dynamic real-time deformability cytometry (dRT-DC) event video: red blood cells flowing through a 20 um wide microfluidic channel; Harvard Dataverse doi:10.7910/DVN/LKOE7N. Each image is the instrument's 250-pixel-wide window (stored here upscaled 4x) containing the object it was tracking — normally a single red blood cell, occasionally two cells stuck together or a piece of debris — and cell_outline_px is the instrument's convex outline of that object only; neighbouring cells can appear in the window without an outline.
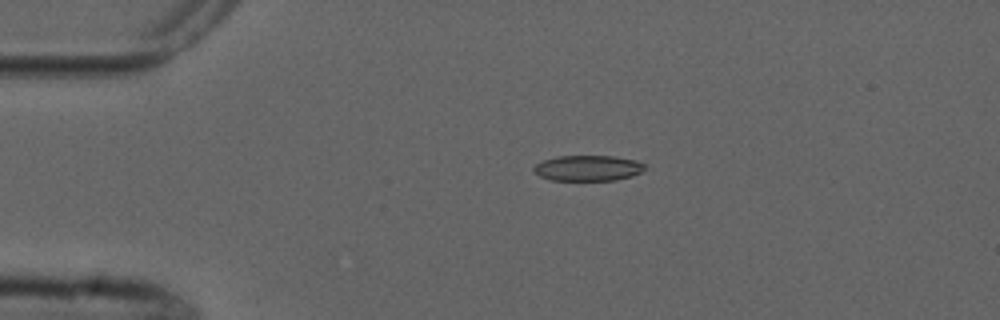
{"species": "common noctule bat (a hibernating species)", "species_latin": "Nyctalus noctula", "temperature_condition": "cold", "stored_images_in_passage": 5, "camera_frame_rate_fps": 3000, "um_per_image_px": 0.085, "animal": {"sex": "male", "forearm_length_mm": 52.5}, "frame": {"image": 1, "passage_image": 4, "time_ms": 3.333, "image_size_px": [1000, 320], "cell_outline_px": [[648, 168], [632, 176], [616, 180], [552, 180], [540, 176], [532, 168], [536, 164], [544, 160], [556, 156], [616, 156], [636, 160], [644, 164]], "centroid_in_image_um": [50.01, 14.28], "position_along_channel_um": 35.0, "area_um2": 16.59}}